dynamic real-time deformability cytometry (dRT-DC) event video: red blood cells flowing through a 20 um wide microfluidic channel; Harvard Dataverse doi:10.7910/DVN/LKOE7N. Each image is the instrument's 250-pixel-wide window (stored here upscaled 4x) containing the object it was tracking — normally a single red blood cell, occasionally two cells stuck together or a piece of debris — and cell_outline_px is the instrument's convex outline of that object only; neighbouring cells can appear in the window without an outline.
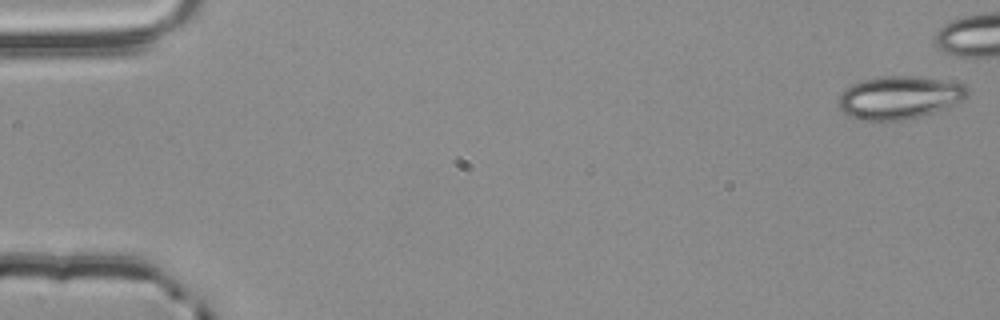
{"species": "common noctule bat (a hibernating species)", "species_latin": "Nyctalus noctula", "temperature_condition": "room temperature", "stored_images_in_passage": 44, "camera_frame_rate_fps": 3000, "um_per_image_px": 0.085, "animal": {"sex": "male", "body_mass_g": 20.4}, "frame": {"image": 1, "passage_image": 1, "time_ms": 0.0, "image_size_px": [1000, 320], "cell_outline_px": [[968, 92], [964, 100], [924, 116], [884, 124], [880, 124], [848, 116], [840, 108], [836, 100], [852, 84], [864, 80], [880, 76], [916, 76], [964, 84], [968, 88]], "centroid_in_image_um": [76.42, 8.33], "position_along_channel_um": 8.6, "area_um2": 32.71}}
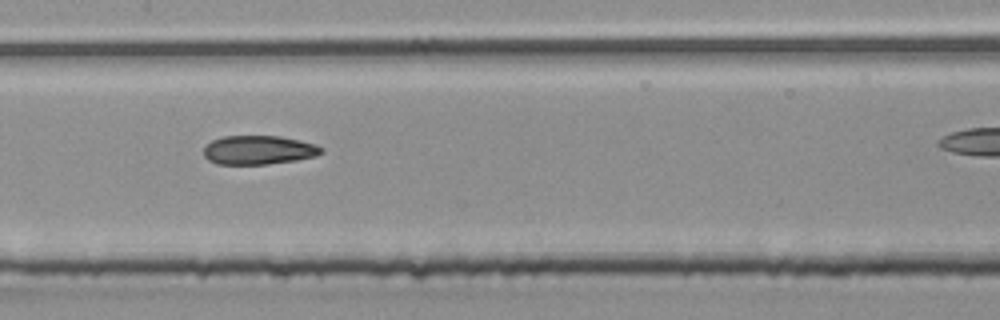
{"frame": {"image": 2, "passage_image": 27, "time_ms": 8.667, "image_size_px": [1000, 320], "cell_outline_px": [[324, 152], [316, 156], [296, 160], [268, 164], [216, 164], [208, 160], [204, 156], [204, 148], [212, 140], [224, 136], [280, 136], [300, 140], [316, 144], [324, 148]], "centroid_in_image_um": [22.01, 12.75], "position_along_channel_um": 185.4, "area_um2": 19.94}}
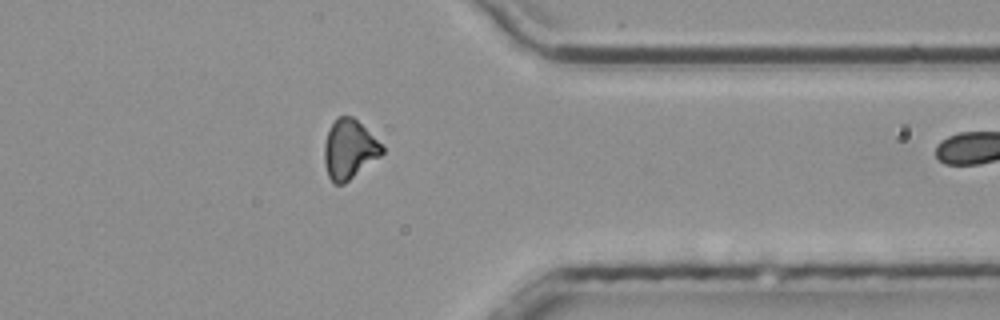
{"frame": {"image": 3, "passage_image": 43, "time_ms": 14.0, "image_size_px": [1000, 320], "cell_outline_px": [[384, 152], [380, 156], [344, 184], [332, 184], [328, 176], [324, 164], [324, 144], [328, 132], [332, 124], [340, 116], [352, 116], [384, 144]], "centroid_in_image_um": [29.7, 12.71], "position_along_channel_um": 381.7, "area_um2": 20.0}}